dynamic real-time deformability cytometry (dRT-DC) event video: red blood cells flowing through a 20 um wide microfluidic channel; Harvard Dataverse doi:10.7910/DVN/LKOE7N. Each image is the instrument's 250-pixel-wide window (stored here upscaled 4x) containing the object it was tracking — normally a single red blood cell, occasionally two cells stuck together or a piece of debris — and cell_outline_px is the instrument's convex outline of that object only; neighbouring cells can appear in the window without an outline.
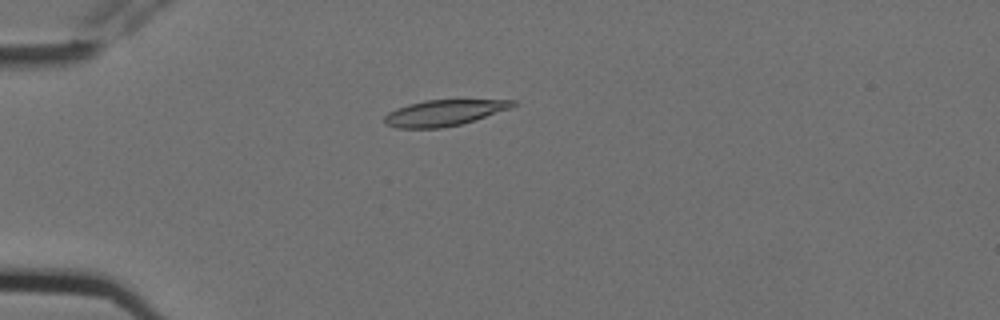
{"species": "Egyptian fruit bat (a non-hibernating species)", "species_latin": "Rousettus aegyptiacus", "temperature_condition": "cold", "stored_images_in_passage": 3, "camera_frame_rate_fps": 3000, "um_per_image_px": 0.085, "animal": {"sex": "female"}, "frame": {"image": 1, "passage_image": 3, "time_ms": 0.667, "image_size_px": [1000, 320], "cell_outline_px": [[516, 104], [512, 108], [460, 124], [440, 128], [396, 128], [384, 124], [384, 116], [388, 112], [396, 108], [408, 104], [424, 100], [516, 100]], "centroid_in_image_um": [37.7, 9.59], "position_along_channel_um": 47.3, "area_um2": 19.36}}